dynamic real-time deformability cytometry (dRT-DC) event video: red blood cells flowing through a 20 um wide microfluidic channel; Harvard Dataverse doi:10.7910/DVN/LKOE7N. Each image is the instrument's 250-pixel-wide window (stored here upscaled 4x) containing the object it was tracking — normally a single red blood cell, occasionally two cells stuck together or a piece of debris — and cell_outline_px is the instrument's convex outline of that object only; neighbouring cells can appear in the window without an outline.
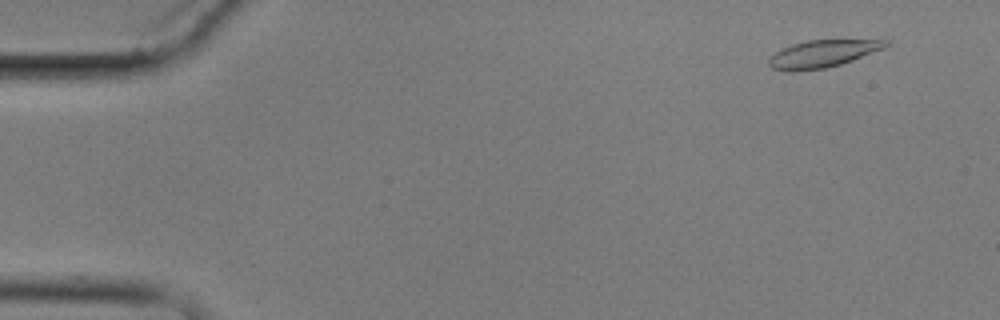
{"species": "common noctule bat (a hibernating species)", "species_latin": "Nyctalus noctula", "temperature_condition": "cold", "stored_images_in_passage": 8, "camera_frame_rate_fps": 3000, "um_per_image_px": 0.085, "animal": {"sex": "male", "body_mass_g": 17.9}, "frame": {"image": 1, "passage_image": 2, "time_ms": 1.333, "image_size_px": [1000, 320], "cell_outline_px": [[888, 44], [884, 48], [852, 60], [840, 64], [824, 68], [792, 72], [788, 72], [772, 68], [768, 64], [768, 60], [780, 48], [792, 44], [808, 40], [888, 40]], "centroid_in_image_um": [69.86, 4.57], "position_along_channel_um": 15.1, "area_um2": 18.44}}
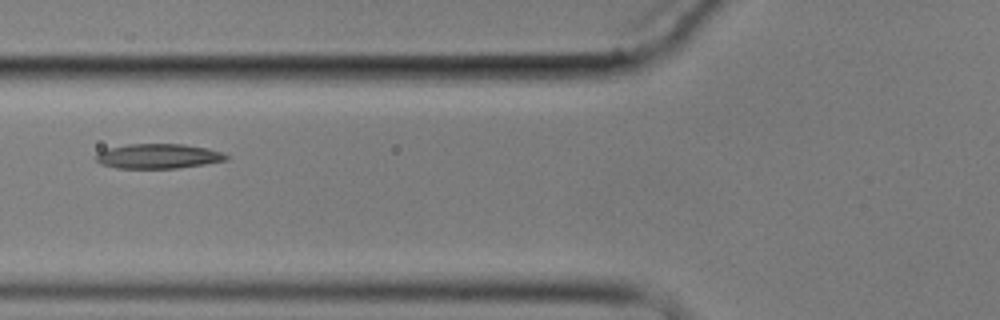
{"frame": {"image": 2, "passage_image": 7, "time_ms": 7.333, "image_size_px": [1000, 320], "cell_outline_px": [[228, 160], [204, 164], [176, 168], [116, 168], [100, 164], [96, 160], [96, 156], [100, 152], [108, 148], [128, 144], [184, 144], [208, 148], [224, 152], [228, 156]], "centroid_in_image_um": [13.48, 13.27], "position_along_channel_um": 112.3, "area_um2": 18.79}}
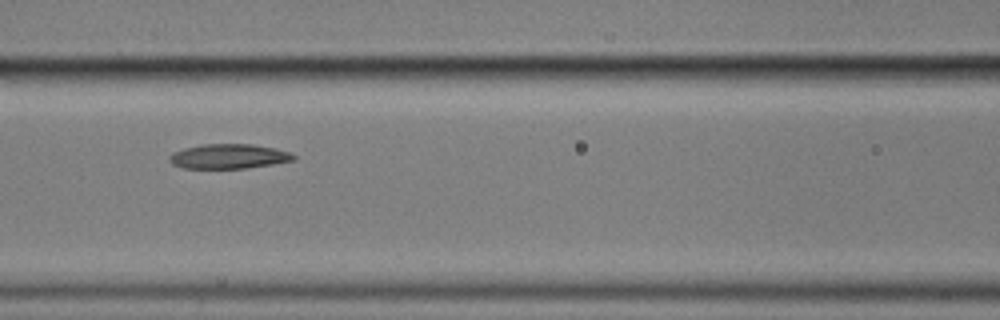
{"frame": {"image": 3, "passage_image": 8, "time_ms": 8.333, "image_size_px": [1000, 320], "cell_outline_px": [[296, 160], [272, 164], [244, 168], [184, 168], [172, 164], [168, 160], [168, 156], [172, 152], [184, 148], [200, 144], [252, 144], [276, 148], [288, 152], [296, 156]], "centroid_in_image_um": [19.41, 13.28], "position_along_channel_um": 147.2, "area_um2": 17.92}}